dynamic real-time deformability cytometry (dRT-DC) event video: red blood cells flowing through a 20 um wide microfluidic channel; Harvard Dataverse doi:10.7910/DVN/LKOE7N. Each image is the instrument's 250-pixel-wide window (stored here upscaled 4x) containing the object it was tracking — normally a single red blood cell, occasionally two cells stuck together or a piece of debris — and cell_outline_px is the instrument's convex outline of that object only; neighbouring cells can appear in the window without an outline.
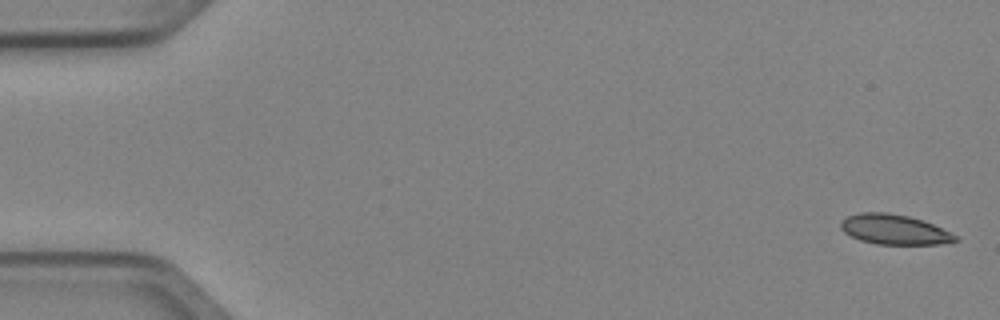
{"species": "Egyptian fruit bat (a non-hibernating species)", "species_latin": "Rousettus aegyptiacus", "temperature_condition": "cold", "stored_images_in_passage": 5, "camera_frame_rate_fps": 3000, "um_per_image_px": 0.085, "animal": {"sex": "female"}, "frame": {"image": 1, "passage_image": 1, "time_ms": 0.0, "image_size_px": [1000, 320], "cell_outline_px": [[960, 240], [940, 244], [876, 244], [860, 240], [844, 232], [840, 228], [840, 220], [848, 216], [860, 212], [884, 212], [908, 216], [932, 224], [956, 236]], "centroid_in_image_um": [75.96, 19.51], "position_along_channel_um": 9.0, "area_um2": 19.77}}